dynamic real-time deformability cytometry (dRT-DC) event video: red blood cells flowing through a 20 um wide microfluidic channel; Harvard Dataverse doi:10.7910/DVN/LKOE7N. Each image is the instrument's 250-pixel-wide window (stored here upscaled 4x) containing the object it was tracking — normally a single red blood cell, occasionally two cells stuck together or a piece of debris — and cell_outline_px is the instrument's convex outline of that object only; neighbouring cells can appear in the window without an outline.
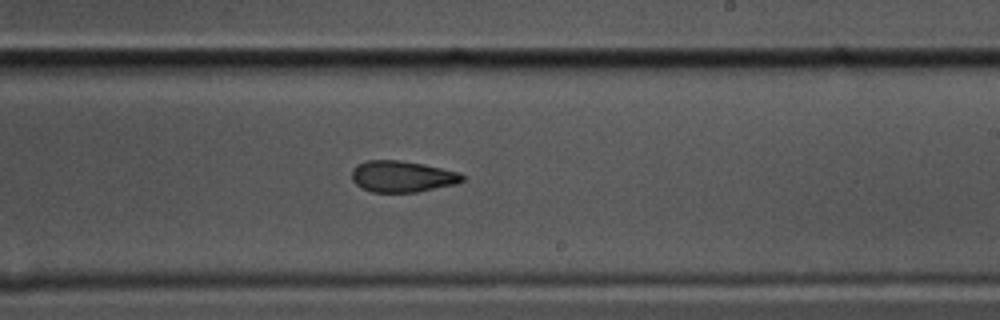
{"species": "common noctule bat (a hibernating species)", "species_latin": "Nyctalus noctula", "temperature_condition": "cold", "stored_images_in_passage": 40, "camera_frame_rate_fps": 3000, "um_per_image_px": 0.085, "animal": {"sex": "male", "body_mass_g": 17.5, "forearm_length_mm": 52.3}, "frame": {"image": 1, "passage_image": 17, "time_ms": 5.333, "image_size_px": [1000, 320], "cell_outline_px": [[464, 180], [456, 184], [416, 192], [372, 192], [356, 184], [352, 180], [352, 168], [356, 164], [368, 160], [400, 160], [424, 164], [460, 172], [464, 176]], "centroid_in_image_um": [34.19, 14.99], "position_along_channel_um": 254.8, "area_um2": 20.23}}
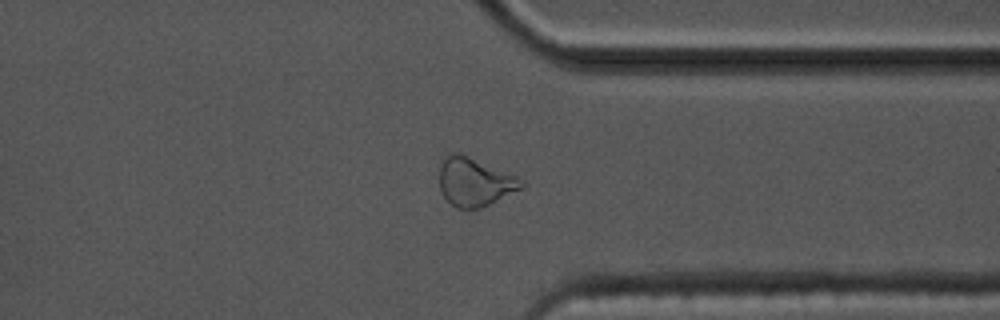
{"frame": {"image": 2, "passage_image": 27, "time_ms": 8.667, "image_size_px": [1000, 320], "cell_outline_px": [[524, 188], [480, 208], [456, 208], [444, 196], [440, 188], [440, 168], [444, 156], [448, 152], [460, 152], [516, 176], [524, 184]], "centroid_in_image_um": [40.33, 15.44], "position_along_channel_um": 371.1, "area_um2": 23.0}}
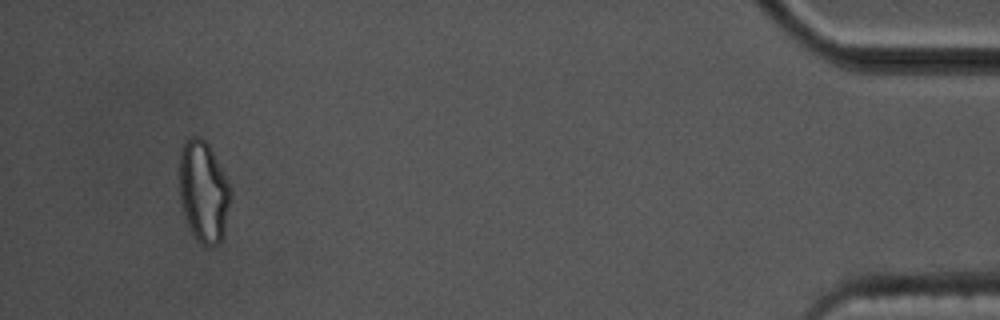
{"frame": {"image": 3, "passage_image": 37, "time_ms": 12.0, "image_size_px": [1000, 320], "cell_outline_px": [[232, 196], [224, 236], [220, 244], [212, 248], [208, 248], [200, 244], [196, 240], [188, 224], [180, 200], [180, 148], [184, 140], [188, 136], [200, 136], [208, 144], [232, 192]], "centroid_in_image_um": [17.31, 16.34], "position_along_channel_um": 417.9, "area_um2": 30.52}, "authors_computed_cell_mechanics": {"area_um2": 21.5305, "velocity_mm_per_s": 3.5364, "shape_relaxation_time_tau1_ms": null, "shape_relaxation_time_tau2_ms": 2.948, "deformation_change_tau1": null, "deformation_change_tau2": 0.0987}}